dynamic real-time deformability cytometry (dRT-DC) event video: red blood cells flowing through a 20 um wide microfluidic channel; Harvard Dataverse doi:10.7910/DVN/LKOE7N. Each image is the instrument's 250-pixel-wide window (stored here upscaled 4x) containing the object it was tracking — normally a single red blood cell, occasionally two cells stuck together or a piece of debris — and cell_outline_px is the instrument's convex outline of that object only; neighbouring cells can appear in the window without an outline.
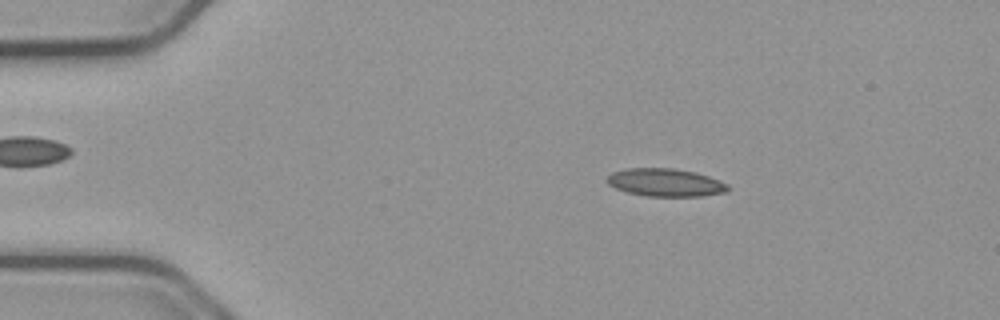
{"species": "common noctule bat (a hibernating species)", "species_latin": "Nyctalus noctula", "temperature_condition": "cold", "stored_images_in_passage": 50, "camera_frame_rate_fps": 3000, "um_per_image_px": 0.085, "animal": {"sex": "male", "body_mass_g": 23.1, "forearm_length_mm": 52.7}, "frame": {"image": 1, "passage_image": 5, "time_ms": 1.333, "image_size_px": [1000, 320], "cell_outline_px": [[728, 192], [700, 196], [644, 196], [628, 192], [616, 188], [608, 184], [604, 180], [612, 172], [624, 168], [672, 168], [696, 172], [720, 180], [728, 184]], "centroid_in_image_um": [56.55, 15.51], "position_along_channel_um": 28.5, "area_um2": 19.77}}
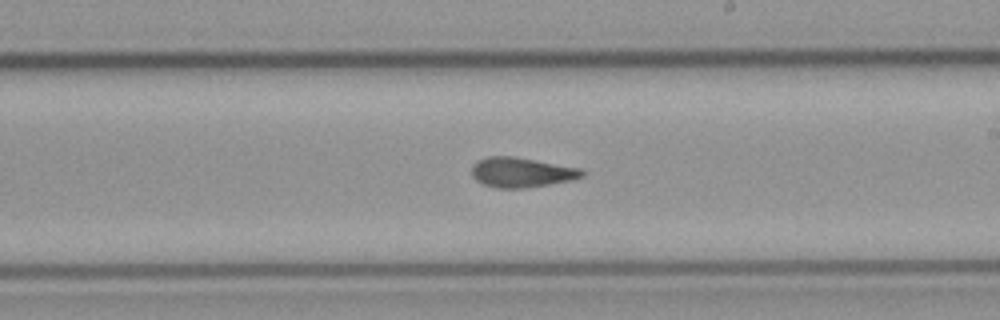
{"frame": {"image": 2, "passage_image": 27, "time_ms": 8.667, "image_size_px": [1000, 320], "cell_outline_px": [[584, 176], [572, 180], [524, 188], [496, 188], [484, 184], [476, 180], [472, 176], [472, 164], [476, 160], [488, 156], [512, 156], [580, 168], [584, 172]], "centroid_in_image_um": [44.29, 14.64], "position_along_channel_um": 244.7, "area_um2": 19.13}}
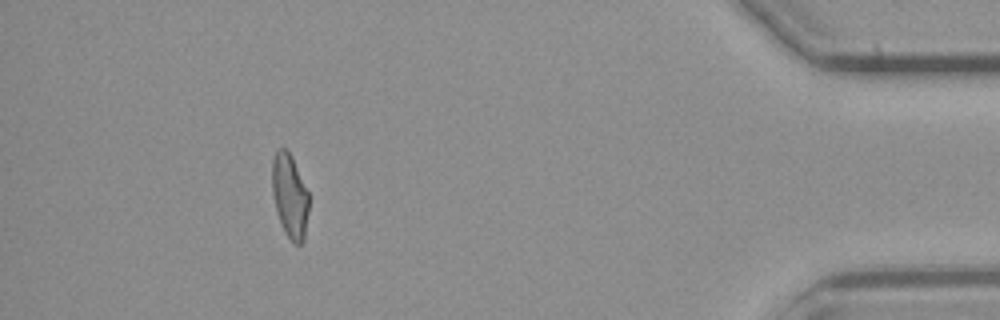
{"frame": {"image": 3, "passage_image": 45, "time_ms": 14.667, "image_size_px": [1000, 320], "cell_outline_px": [[308, 212], [304, 240], [300, 244], [296, 244], [284, 232], [280, 224], [272, 192], [272, 160], [276, 152], [280, 148], [284, 148], [292, 156], [308, 192]], "centroid_in_image_um": [24.63, 16.65], "position_along_channel_um": 410.6, "area_um2": 17.8}, "authors_computed_cell_mechanics": {"area_um2": 19.1318, "velocity_mm_per_s": 3.7564, "shape_relaxation_time_tau1_ms": 8.3217, "shape_relaxation_time_tau2_ms": 2.1288, "deformation_change_tau1": 0.2076, "deformation_change_tau2": 0.098}}